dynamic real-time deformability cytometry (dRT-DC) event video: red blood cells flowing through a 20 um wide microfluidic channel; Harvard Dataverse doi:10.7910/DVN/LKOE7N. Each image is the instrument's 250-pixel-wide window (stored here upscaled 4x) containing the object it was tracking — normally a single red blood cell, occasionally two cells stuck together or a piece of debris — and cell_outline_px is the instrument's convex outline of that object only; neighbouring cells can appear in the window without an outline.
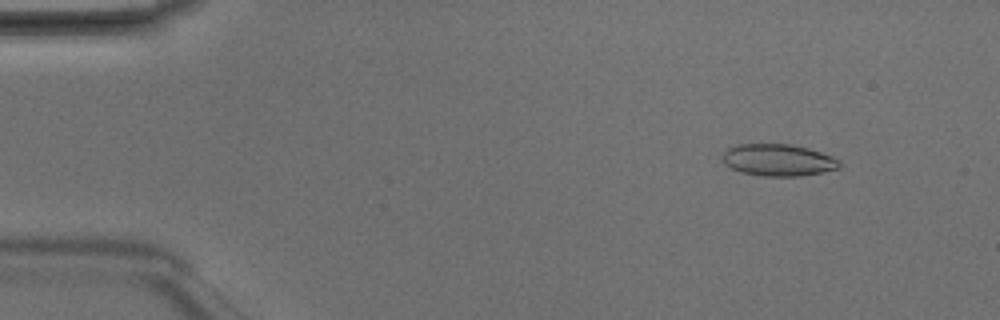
{"species": "Egyptian fruit bat (a non-hibernating species)", "species_latin": "Rousettus aegyptiacus", "temperature_condition": "room temperature", "stored_images_in_passage": 4, "camera_frame_rate_fps": 3000, "um_per_image_px": 0.085, "animal": {"sex": "male"}, "frame": {"image": 1, "passage_image": 2, "time_ms": 0.333, "image_size_px": [1000, 320], "cell_outline_px": [[840, 168], [800, 176], [764, 176], [740, 172], [724, 164], [724, 152], [728, 148], [736, 144], [788, 144], [808, 148], [832, 156], [840, 160]], "centroid_in_image_um": [66.15, 13.6], "position_along_channel_um": 18.9, "area_um2": 21.62}}
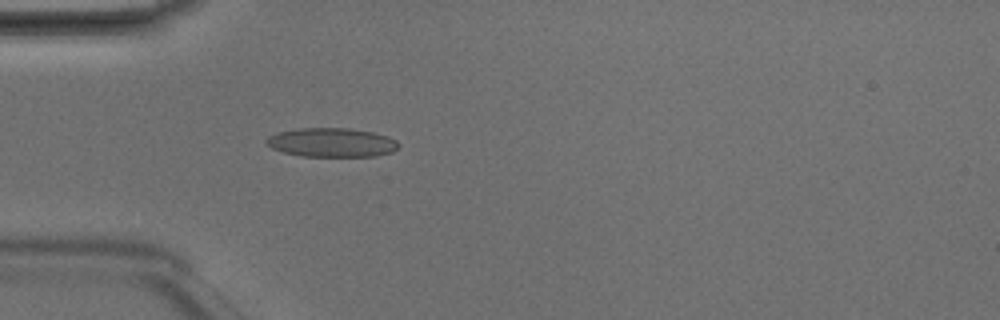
{"frame": {"image": 2, "passage_image": 4, "time_ms": 1.0, "image_size_px": [1000, 320], "cell_outline_px": [[400, 144], [392, 152], [376, 156], [300, 156], [284, 152], [272, 148], [264, 140], [268, 136], [276, 132], [300, 128], [348, 128], [372, 132], [388, 136], [396, 140]], "centroid_in_image_um": [28.18, 12.11], "position_along_channel_um": 56.8, "area_um2": 22.37}}